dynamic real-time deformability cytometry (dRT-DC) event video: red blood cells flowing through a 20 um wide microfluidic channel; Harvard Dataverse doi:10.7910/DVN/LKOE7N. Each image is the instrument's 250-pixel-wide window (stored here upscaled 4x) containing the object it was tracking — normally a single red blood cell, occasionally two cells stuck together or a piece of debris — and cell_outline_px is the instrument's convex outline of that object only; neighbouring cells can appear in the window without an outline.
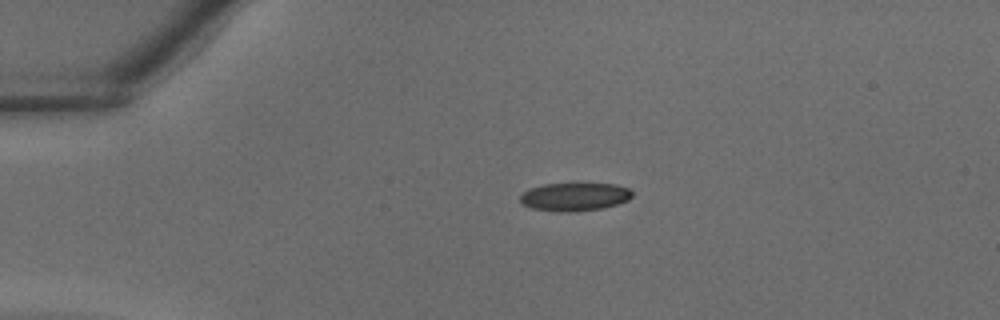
{"species": "common noctule bat (a hibernating species)", "species_latin": "Nyctalus noctula", "temperature_condition": "warm", "stored_images_in_passage": 30, "camera_frame_rate_fps": 3000, "um_per_image_px": 0.085, "animal": {"sex": "male", "body_mass_g": 18.8}, "frame": {"image": 1, "passage_image": 1, "time_ms": 0.0, "image_size_px": [1000, 320], "cell_outline_px": [[632, 196], [628, 200], [604, 208], [572, 212], [556, 212], [532, 208], [520, 204], [520, 196], [528, 188], [544, 184], [576, 180], [580, 180], [616, 184], [628, 188], [632, 192]], "centroid_in_image_um": [48.83, 16.67], "position_along_channel_um": 36.2, "area_um2": 19.59}}
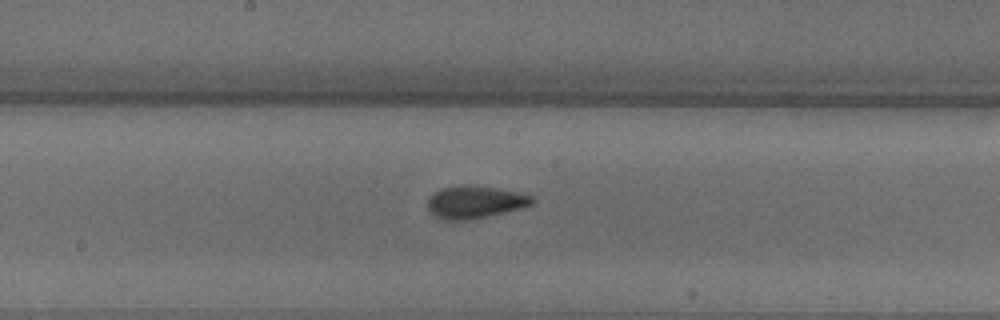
{"frame": {"image": 2, "passage_image": 13, "time_ms": 4.0, "image_size_px": [1000, 320], "cell_outline_px": [[536, 200], [532, 204], [520, 208], [504, 212], [468, 220], [444, 220], [428, 212], [428, 200], [432, 192], [440, 188], [464, 184], [468, 184], [496, 188], [516, 192], [532, 196]], "centroid_in_image_um": [40.32, 17.16], "position_along_channel_um": 207.9, "area_um2": 19.83}}
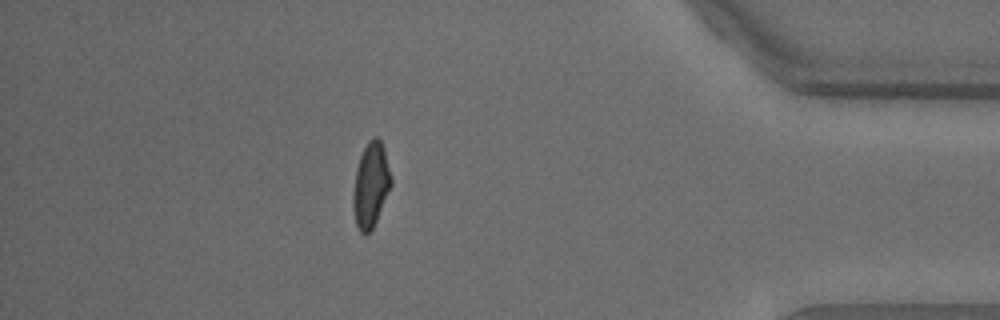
{"frame": {"image": 3, "passage_image": 26, "time_ms": 8.333, "image_size_px": [1000, 320], "cell_outline_px": [[392, 184], [376, 220], [372, 228], [364, 236], [360, 232], [356, 224], [352, 208], [352, 196], [356, 168], [360, 156], [368, 140], [372, 136], [376, 136], [380, 140], [384, 148], [392, 180]], "centroid_in_image_um": [31.5, 15.71], "position_along_channel_um": 403.7, "area_um2": 18.79}}